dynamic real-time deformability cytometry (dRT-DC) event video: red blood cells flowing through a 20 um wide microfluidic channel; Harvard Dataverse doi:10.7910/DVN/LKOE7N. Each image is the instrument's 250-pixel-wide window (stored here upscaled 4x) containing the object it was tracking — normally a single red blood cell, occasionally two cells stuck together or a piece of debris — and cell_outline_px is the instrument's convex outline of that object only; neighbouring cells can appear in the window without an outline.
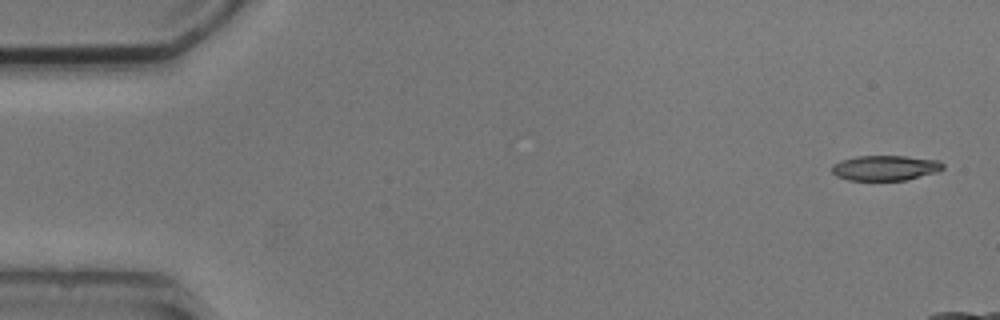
{"species": "common noctule bat (a hibernating species)", "species_latin": "Nyctalus noctula", "temperature_condition": "cold", "stored_images_in_passage": 5, "camera_frame_rate_fps": 3000, "um_per_image_px": 0.085, "animal": {"sex": "male", "body_mass_g": 20.5, "forearm_length_mm": 52.5}, "frame": {"image": 1, "passage_image": 1, "time_ms": 0.0, "image_size_px": [1000, 320], "cell_outline_px": [[944, 168], [940, 172], [904, 180], [848, 180], [836, 176], [832, 172], [832, 164], [840, 160], [856, 156], [904, 156], [940, 160], [944, 164]], "centroid_in_image_um": [75.26, 14.27], "position_along_channel_um": 9.7, "area_um2": 16.47}}